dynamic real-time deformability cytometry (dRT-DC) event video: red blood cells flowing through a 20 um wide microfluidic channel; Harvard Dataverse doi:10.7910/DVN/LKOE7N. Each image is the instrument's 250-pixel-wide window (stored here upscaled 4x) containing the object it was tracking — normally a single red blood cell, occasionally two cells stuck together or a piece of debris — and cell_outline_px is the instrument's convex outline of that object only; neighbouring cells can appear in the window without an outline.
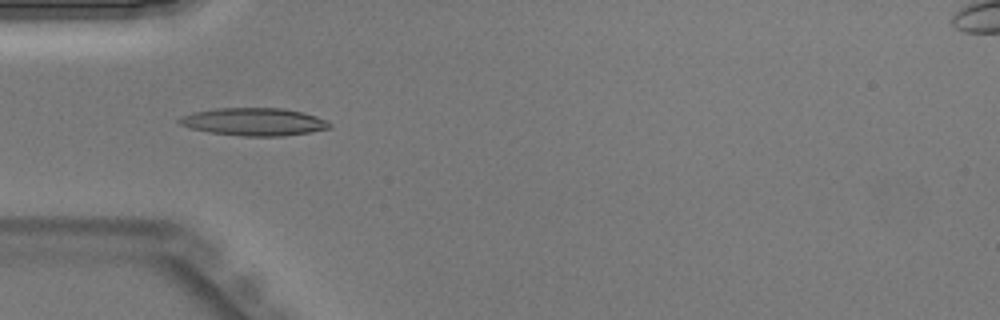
{"species": "Egyptian fruit bat (a non-hibernating species)", "species_latin": "Rousettus aegyptiacus", "temperature_condition": "warm", "stored_images_in_passage": 43, "camera_frame_rate_fps": 3000, "um_per_image_px": 0.085, "animal": {"sex": "male"}, "frame": {"image": 1, "passage_image": 13, "time_ms": 4.0, "image_size_px": [1000, 320], "cell_outline_px": [[332, 128], [308, 132], [280, 136], [244, 136], [208, 132], [188, 128], [180, 124], [176, 120], [180, 116], [192, 112], [216, 108], [284, 108], [304, 112], [328, 120], [332, 124]], "centroid_in_image_um": [21.57, 10.34], "position_along_channel_um": 63.4, "area_um2": 24.51}}
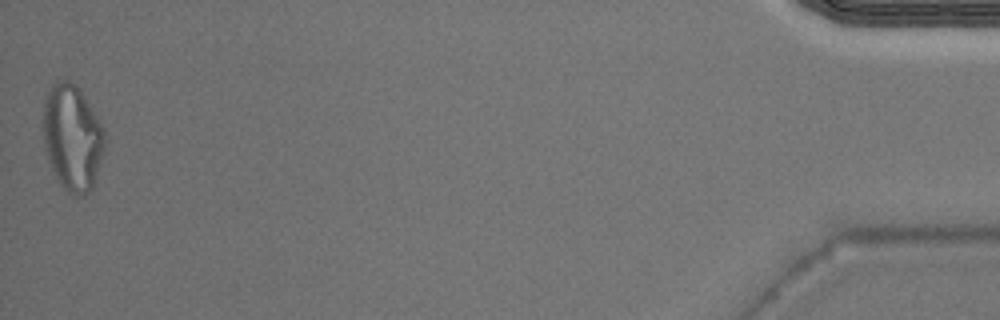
{"frame": {"image": 2, "passage_image": 43, "time_ms": 14.0, "image_size_px": [1000, 320], "cell_outline_px": [[104, 152], [92, 188], [88, 192], [80, 196], [72, 196], [60, 184], [48, 160], [44, 144], [44, 104], [48, 92], [52, 84], [60, 80], [68, 80], [80, 88], [104, 128]], "centroid_in_image_um": [6.16, 11.7], "position_along_channel_um": 429.0, "area_um2": 37.8}}